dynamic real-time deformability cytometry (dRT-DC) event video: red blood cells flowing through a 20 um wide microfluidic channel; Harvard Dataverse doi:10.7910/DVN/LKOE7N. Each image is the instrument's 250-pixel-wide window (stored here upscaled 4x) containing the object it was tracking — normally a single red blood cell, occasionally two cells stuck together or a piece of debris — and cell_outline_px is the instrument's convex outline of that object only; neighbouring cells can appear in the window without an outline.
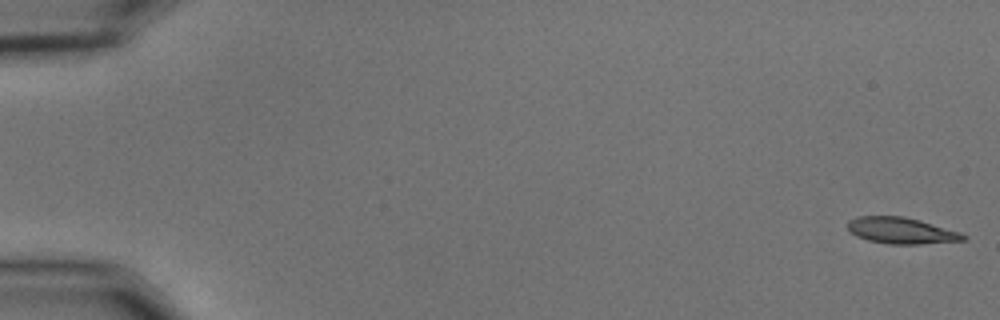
{"species": "common noctule bat (a hibernating species)", "species_latin": "Nyctalus noctula", "temperature_condition": "cold", "stored_images_in_passage": 56, "camera_frame_rate_fps": 3000, "um_per_image_px": 0.085, "animal": {"sex": "male", "body_mass_g": 15.6}, "frame": {"image": 1, "passage_image": 1, "time_ms": 0.0, "image_size_px": [1000, 320], "cell_outline_px": [[968, 236], [964, 240], [920, 244], [888, 244], [868, 240], [856, 236], [848, 228], [848, 220], [856, 216], [904, 216], [920, 220], [960, 232]], "centroid_in_image_um": [76.6, 19.59], "position_along_channel_um": 8.4, "area_um2": 17.69}}
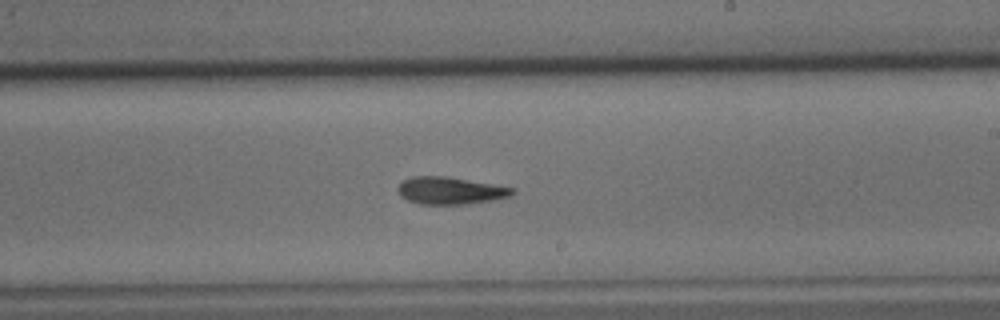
{"frame": {"image": 2, "passage_image": 34, "time_ms": 11.0, "image_size_px": [1000, 320], "cell_outline_px": [[516, 192], [512, 196], [496, 200], [464, 204], [420, 204], [408, 200], [400, 196], [396, 188], [404, 180], [412, 176], [444, 176], [516, 188]], "centroid_in_image_um": [38.3, 16.21], "position_along_channel_um": 250.7, "area_um2": 18.26}}
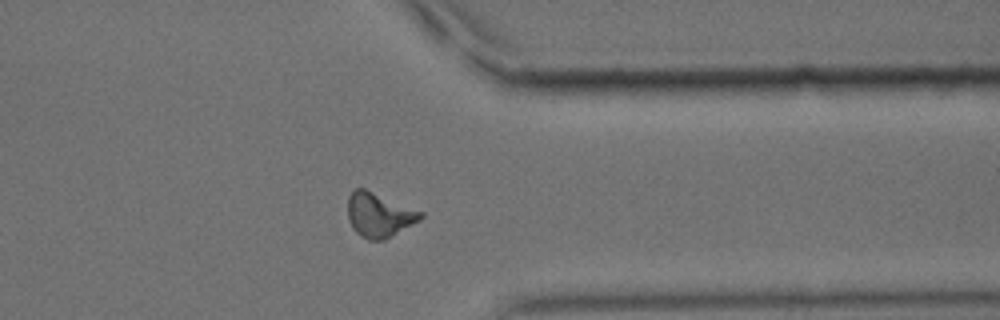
{"frame": {"image": 3, "passage_image": 45, "time_ms": 14.667, "image_size_px": [1000, 320], "cell_outline_px": [[424, 216], [420, 220], [384, 240], [368, 240], [360, 236], [352, 228], [348, 220], [348, 196], [356, 188], [364, 188], [424, 212]], "centroid_in_image_um": [32.21, 18.27], "position_along_channel_um": 379.2, "area_um2": 18.84}, "authors_computed_cell_mechanics": {"area_um2": 17.9758, "velocity_mm_per_s": 3.6084, "shape_relaxation_time_tau1_ms": 6.2292, "shape_relaxation_time_tau2_ms": 7.4865, "deformation_change_tau1": 0.1682, "deformation_change_tau2": 0.1606}}